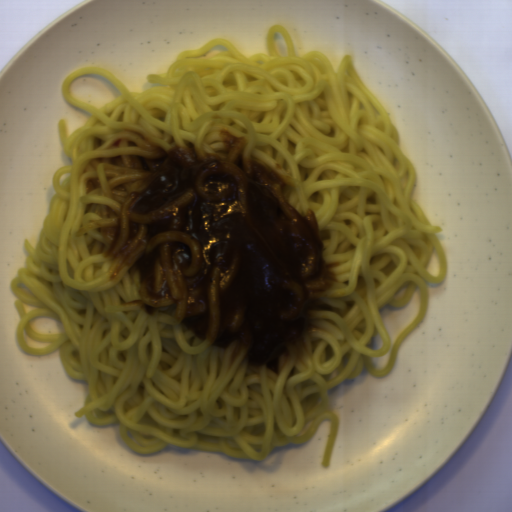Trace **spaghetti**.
<instances>
[{"instance_id": "obj_1", "label": "spaghetti", "mask_w": 512, "mask_h": 512, "mask_svg": "<svg viewBox=\"0 0 512 512\" xmlns=\"http://www.w3.org/2000/svg\"><path fill=\"white\" fill-rule=\"evenodd\" d=\"M268 54L246 57L217 37L181 51L164 77L131 91L106 69L84 66L61 83L64 100L91 116L68 137L58 120L62 152L71 159L53 174L47 215L34 249L26 240L25 268L11 282L18 297L16 342L30 356L59 349L65 372L86 382L74 415L91 425L118 423L134 453L168 446L232 458L268 459L272 447L300 444L325 423L321 457L331 464L340 417L329 390L365 368L373 377L393 369L405 337L428 314L427 283L448 277L449 260L433 226L413 201L417 169L400 148L389 112L364 84L352 55L333 67L321 51L297 56L289 32L269 27ZM99 75L121 90L94 107L76 97L75 78ZM245 137L243 153L271 167L285 199L306 216L314 210L322 255L336 281L304 303L302 338L289 345L275 373L252 367L241 341L220 347L172 317L174 305L147 314L137 276L104 256L99 224L112 197L107 160L141 154V144L223 150L221 129ZM422 288L419 314L388 353L381 309L406 308ZM36 316L60 321L62 333L41 334ZM34 341L53 343L34 349ZM380 336L381 348H369Z\"/></svg>"}]
</instances>
